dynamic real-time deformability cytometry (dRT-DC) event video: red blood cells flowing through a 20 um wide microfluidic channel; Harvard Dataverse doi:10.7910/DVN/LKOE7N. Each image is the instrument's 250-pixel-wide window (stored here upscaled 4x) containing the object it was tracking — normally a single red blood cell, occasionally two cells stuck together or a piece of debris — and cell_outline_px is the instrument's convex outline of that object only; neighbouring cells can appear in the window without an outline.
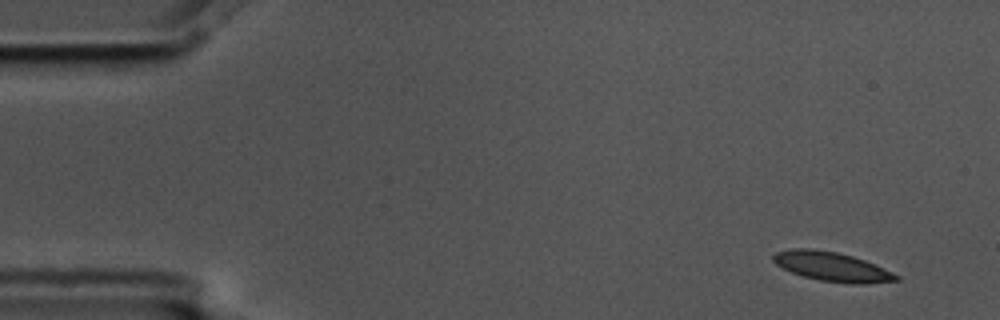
{"species": "common noctule bat (a hibernating species)", "species_latin": "Nyctalus noctula", "temperature_condition": "cold", "stored_images_in_passage": 10, "camera_frame_rate_fps": 3000, "um_per_image_px": 0.085, "animal": {"sex": "male", "body_mass_g": 17.5, "forearm_length_mm": 52.3}, "frame": {"image": 1, "passage_image": 1, "time_ms": 0.0, "image_size_px": [1000, 320], "cell_outline_px": [[900, 280], [864, 284], [852, 284], [820, 280], [804, 276], [792, 272], [776, 264], [772, 260], [772, 256], [776, 252], [792, 248], [812, 248], [836, 252], [852, 256], [864, 260], [892, 272], [900, 276]], "centroid_in_image_um": [70.71, 22.66], "position_along_channel_um": 14.3, "area_um2": 20.81}}
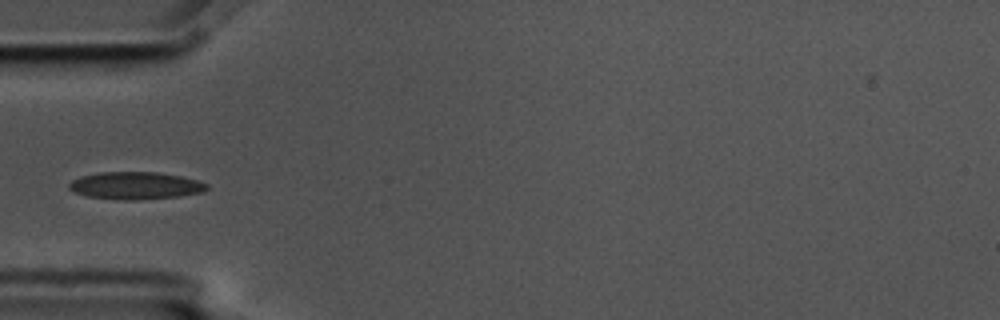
{"frame": {"image": 2, "passage_image": 5, "time_ms": 1.333, "image_size_px": [1000, 320], "cell_outline_px": [[208, 188], [204, 192], [180, 196], [136, 200], [124, 200], [88, 196], [72, 192], [68, 188], [68, 184], [72, 180], [80, 176], [100, 172], [156, 172], [180, 176], [196, 180], [208, 184]], "centroid_in_image_um": [11.49, 15.78], "position_along_channel_um": 73.5, "area_um2": 22.02}}